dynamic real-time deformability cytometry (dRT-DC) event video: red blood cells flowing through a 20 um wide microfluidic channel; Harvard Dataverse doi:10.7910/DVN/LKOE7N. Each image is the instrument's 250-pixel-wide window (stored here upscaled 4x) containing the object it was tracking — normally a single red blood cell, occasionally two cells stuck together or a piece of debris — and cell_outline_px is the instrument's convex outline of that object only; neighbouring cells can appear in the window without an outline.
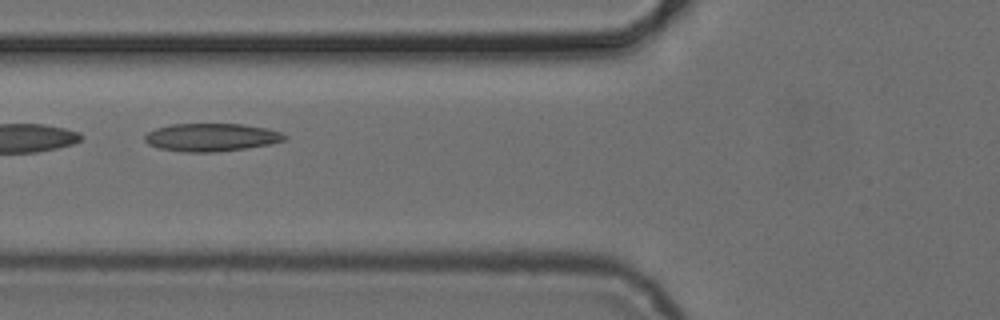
{"species": "common noctule bat (a hibernating species)", "species_latin": "Nyctalus noctula", "temperature_condition": "cold", "stored_images_in_passage": 4, "camera_frame_rate_fps": 3000, "um_per_image_px": 0.085, "animal": {"sex": "female", "body_mass_g": 24.6, "forearm_length_mm": 56.2}, "frame": {"image": 1, "passage_image": 2, "time_ms": 1.333, "image_size_px": [1000, 320], "cell_outline_px": [[288, 140], [272, 144], [248, 148], [216, 152], [184, 152], [160, 148], [148, 144], [144, 140], [144, 136], [148, 132], [156, 128], [172, 124], [244, 124], [268, 128], [280, 132], [288, 136]], "centroid_in_image_um": [18.02, 11.67], "position_along_channel_um": 107.8, "area_um2": 23.0}}
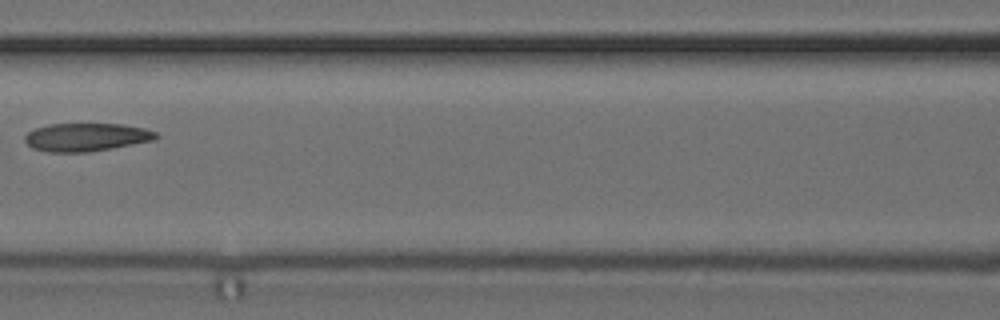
{"frame": {"image": 2, "passage_image": 3, "time_ms": 2.667, "image_size_px": [1000, 320], "cell_outline_px": [[160, 136], [152, 140], [112, 148], [88, 152], [48, 152], [32, 148], [24, 140], [24, 136], [28, 132], [36, 128], [48, 124], [124, 124], [144, 128], [156, 132]], "centroid_in_image_um": [7.32, 11.65], "position_along_channel_um": 159.3, "area_um2": 21.44}}
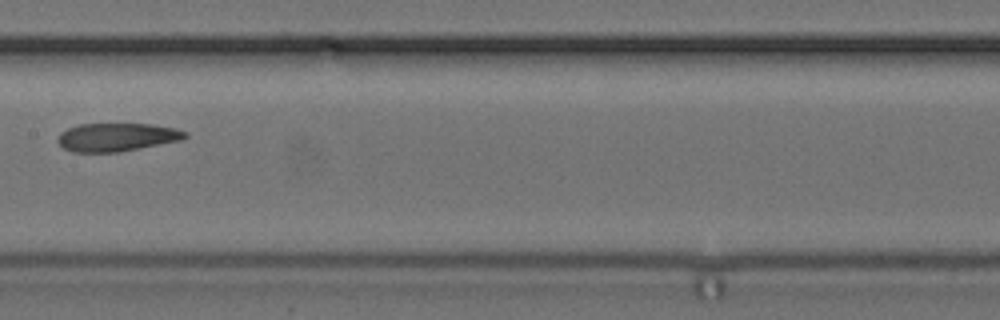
{"frame": {"image": 3, "passage_image": 4, "time_ms": 3.667, "image_size_px": [1000, 320], "cell_outline_px": [[188, 136], [180, 140], [120, 152], [72, 152], [64, 148], [56, 140], [60, 132], [68, 128], [80, 124], [152, 124], [176, 128], [188, 132]], "centroid_in_image_um": [9.92, 11.65], "position_along_channel_um": 197.5, "area_um2": 20.98}}